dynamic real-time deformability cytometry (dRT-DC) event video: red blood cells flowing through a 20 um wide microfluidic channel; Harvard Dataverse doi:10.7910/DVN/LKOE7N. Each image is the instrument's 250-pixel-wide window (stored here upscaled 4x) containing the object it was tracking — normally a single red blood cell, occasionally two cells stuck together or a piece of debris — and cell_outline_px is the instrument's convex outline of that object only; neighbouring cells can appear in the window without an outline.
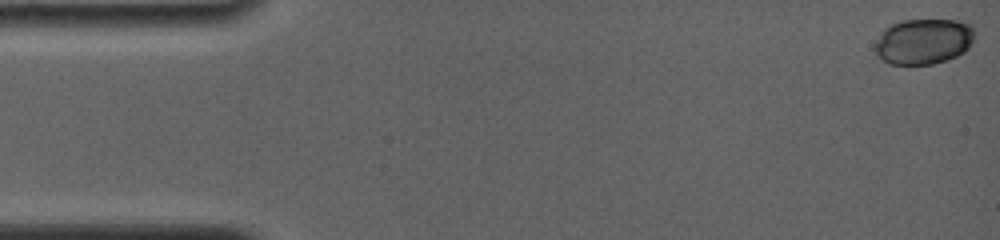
{"species": "common noctule bat (a hibernating species)", "species_latin": "Nyctalus noctula", "temperature_condition": "room temperature", "stored_images_in_passage": 13, "camera_frame_rate_fps": 4000, "um_per_image_px": 0.085, "animal": {"sex": "female", "body_mass_g": 19.0, "forearm_length_mm": 56.7}, "frame": {"image": 1, "passage_image": 1, "time_ms": 0.0, "image_size_px": [1000, 240], "cell_outline_px": [[976, 32], [968, 48], [964, 52], [948, 60], [932, 64], [888, 64], [876, 56], [876, 40], [880, 32], [884, 28], [892, 24], [904, 20], [956, 20], [972, 24]], "centroid_in_image_um": [78.5, 3.52], "position_along_channel_um": 6.5, "area_um2": 26.76}}
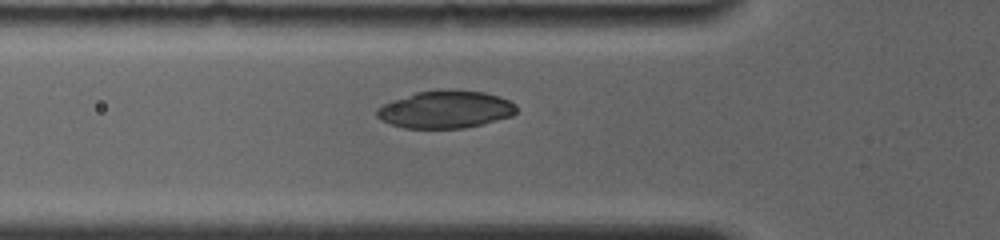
{"frame": {"image": 2, "passage_image": 11, "time_ms": 5.5, "image_size_px": [1000, 240], "cell_outline_px": [[516, 112], [512, 116], [484, 124], [464, 128], [404, 128], [380, 120], [376, 116], [376, 108], [392, 100], [416, 92], [440, 88], [452, 88], [484, 92], [500, 96], [516, 104]], "centroid_in_image_um": [37.88, 9.28], "position_along_channel_um": 87.9, "area_um2": 31.04}}
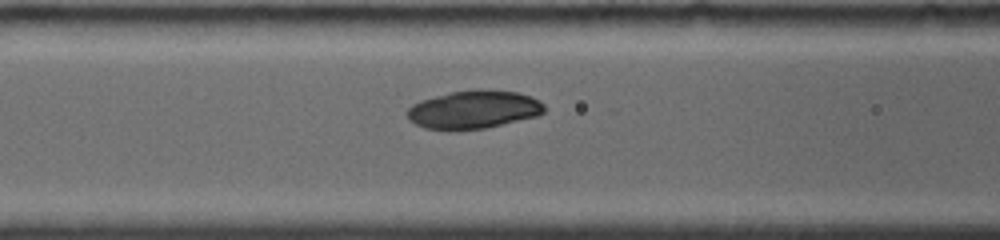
{"frame": {"image": 3, "passage_image": 13, "time_ms": 6.5, "image_size_px": [1000, 240], "cell_outline_px": [[544, 112], [536, 116], [484, 128], [424, 128], [408, 120], [404, 112], [412, 104], [420, 100], [448, 92], [480, 88], [484, 88], [516, 92], [532, 96], [540, 100], [544, 104]], "centroid_in_image_um": [40.24, 9.27], "position_along_channel_um": 126.4, "area_um2": 30.4}}